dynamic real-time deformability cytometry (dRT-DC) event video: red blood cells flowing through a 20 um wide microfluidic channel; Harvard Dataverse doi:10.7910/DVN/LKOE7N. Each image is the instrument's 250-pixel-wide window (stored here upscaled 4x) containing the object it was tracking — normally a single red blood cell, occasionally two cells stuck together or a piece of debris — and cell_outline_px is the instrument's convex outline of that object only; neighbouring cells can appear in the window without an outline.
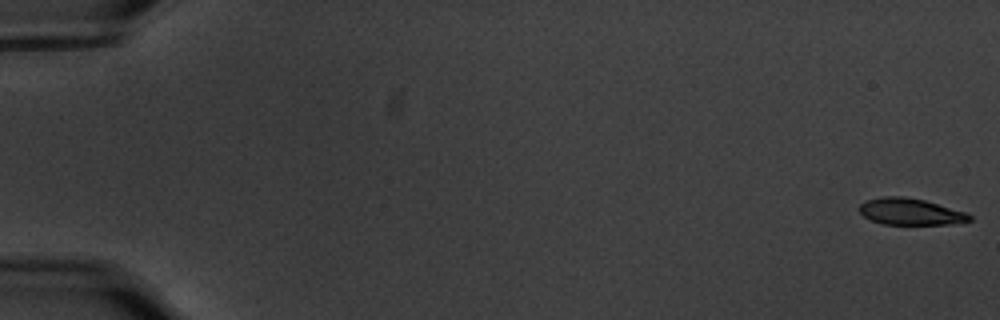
{"species": "common noctule bat (a hibernating species)", "species_latin": "Nyctalus noctula", "temperature_condition": "warm", "stored_images_in_passage": 16, "camera_frame_rate_fps": 3000, "um_per_image_px": 0.085, "animal": {"sex": "male", "body_mass_g": 20.1, "forearm_length_mm": 53.5}, "frame": {"image": 1, "passage_image": 1, "time_ms": 0.0, "image_size_px": [1000, 320], "cell_outline_px": [[972, 220], [948, 224], [884, 224], [872, 220], [864, 216], [860, 212], [860, 204], [868, 200], [880, 196], [900, 196], [924, 200], [964, 212], [972, 216]], "centroid_in_image_um": [77.36, 17.99], "position_along_channel_um": 7.6, "area_um2": 16.7}}